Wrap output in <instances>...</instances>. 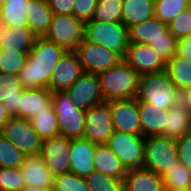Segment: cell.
<instances>
[{"mask_svg": "<svg viewBox=\"0 0 191 191\" xmlns=\"http://www.w3.org/2000/svg\"><path fill=\"white\" fill-rule=\"evenodd\" d=\"M66 50L44 37H37L27 55L24 67L18 77L24 89L48 88L50 77L57 62Z\"/></svg>", "mask_w": 191, "mask_h": 191, "instance_id": "cell-1", "label": "cell"}, {"mask_svg": "<svg viewBox=\"0 0 191 191\" xmlns=\"http://www.w3.org/2000/svg\"><path fill=\"white\" fill-rule=\"evenodd\" d=\"M137 102H147L161 109L169 110L180 101V92L165 70L143 74L139 77Z\"/></svg>", "mask_w": 191, "mask_h": 191, "instance_id": "cell-2", "label": "cell"}, {"mask_svg": "<svg viewBox=\"0 0 191 191\" xmlns=\"http://www.w3.org/2000/svg\"><path fill=\"white\" fill-rule=\"evenodd\" d=\"M98 77L104 101L135 98L140 75L124 60Z\"/></svg>", "mask_w": 191, "mask_h": 191, "instance_id": "cell-3", "label": "cell"}, {"mask_svg": "<svg viewBox=\"0 0 191 191\" xmlns=\"http://www.w3.org/2000/svg\"><path fill=\"white\" fill-rule=\"evenodd\" d=\"M52 107L57 115L59 135L71 140L83 138L86 110L77 107L66 91L52 92Z\"/></svg>", "mask_w": 191, "mask_h": 191, "instance_id": "cell-4", "label": "cell"}, {"mask_svg": "<svg viewBox=\"0 0 191 191\" xmlns=\"http://www.w3.org/2000/svg\"><path fill=\"white\" fill-rule=\"evenodd\" d=\"M84 39L118 53L123 59L129 46L128 28L122 22L85 23Z\"/></svg>", "mask_w": 191, "mask_h": 191, "instance_id": "cell-5", "label": "cell"}, {"mask_svg": "<svg viewBox=\"0 0 191 191\" xmlns=\"http://www.w3.org/2000/svg\"><path fill=\"white\" fill-rule=\"evenodd\" d=\"M177 141L163 136L145 137L143 167L163 177L179 163Z\"/></svg>", "mask_w": 191, "mask_h": 191, "instance_id": "cell-6", "label": "cell"}, {"mask_svg": "<svg viewBox=\"0 0 191 191\" xmlns=\"http://www.w3.org/2000/svg\"><path fill=\"white\" fill-rule=\"evenodd\" d=\"M85 23L73 15L53 14L44 38L66 51H76L84 39Z\"/></svg>", "mask_w": 191, "mask_h": 191, "instance_id": "cell-7", "label": "cell"}, {"mask_svg": "<svg viewBox=\"0 0 191 191\" xmlns=\"http://www.w3.org/2000/svg\"><path fill=\"white\" fill-rule=\"evenodd\" d=\"M107 146L121 160L127 170L143 167L145 137L142 134L115 131L110 136Z\"/></svg>", "mask_w": 191, "mask_h": 191, "instance_id": "cell-8", "label": "cell"}, {"mask_svg": "<svg viewBox=\"0 0 191 191\" xmlns=\"http://www.w3.org/2000/svg\"><path fill=\"white\" fill-rule=\"evenodd\" d=\"M80 64L85 73L99 75L124 60L118 53L83 39L77 47Z\"/></svg>", "mask_w": 191, "mask_h": 191, "instance_id": "cell-9", "label": "cell"}, {"mask_svg": "<svg viewBox=\"0 0 191 191\" xmlns=\"http://www.w3.org/2000/svg\"><path fill=\"white\" fill-rule=\"evenodd\" d=\"M0 132L25 155L41 153L43 139L34 130L29 119L12 116Z\"/></svg>", "mask_w": 191, "mask_h": 191, "instance_id": "cell-10", "label": "cell"}, {"mask_svg": "<svg viewBox=\"0 0 191 191\" xmlns=\"http://www.w3.org/2000/svg\"><path fill=\"white\" fill-rule=\"evenodd\" d=\"M114 132L112 114L107 101L86 110L84 139H88L96 145L107 144Z\"/></svg>", "mask_w": 191, "mask_h": 191, "instance_id": "cell-11", "label": "cell"}, {"mask_svg": "<svg viewBox=\"0 0 191 191\" xmlns=\"http://www.w3.org/2000/svg\"><path fill=\"white\" fill-rule=\"evenodd\" d=\"M71 139L56 136L43 140L41 156L54 176L70 173L69 153Z\"/></svg>", "mask_w": 191, "mask_h": 191, "instance_id": "cell-12", "label": "cell"}, {"mask_svg": "<svg viewBox=\"0 0 191 191\" xmlns=\"http://www.w3.org/2000/svg\"><path fill=\"white\" fill-rule=\"evenodd\" d=\"M74 104L87 110L104 102L98 75L83 73L67 90Z\"/></svg>", "mask_w": 191, "mask_h": 191, "instance_id": "cell-13", "label": "cell"}, {"mask_svg": "<svg viewBox=\"0 0 191 191\" xmlns=\"http://www.w3.org/2000/svg\"><path fill=\"white\" fill-rule=\"evenodd\" d=\"M107 102L110 106L115 131L142 134L138 102L135 98Z\"/></svg>", "mask_w": 191, "mask_h": 191, "instance_id": "cell-14", "label": "cell"}, {"mask_svg": "<svg viewBox=\"0 0 191 191\" xmlns=\"http://www.w3.org/2000/svg\"><path fill=\"white\" fill-rule=\"evenodd\" d=\"M124 61L140 76L166 70V63L147 44L129 43Z\"/></svg>", "mask_w": 191, "mask_h": 191, "instance_id": "cell-15", "label": "cell"}, {"mask_svg": "<svg viewBox=\"0 0 191 191\" xmlns=\"http://www.w3.org/2000/svg\"><path fill=\"white\" fill-rule=\"evenodd\" d=\"M83 73L76 51H66L52 71L50 91H66Z\"/></svg>", "mask_w": 191, "mask_h": 191, "instance_id": "cell-16", "label": "cell"}, {"mask_svg": "<svg viewBox=\"0 0 191 191\" xmlns=\"http://www.w3.org/2000/svg\"><path fill=\"white\" fill-rule=\"evenodd\" d=\"M19 169L26 186L52 189L55 176L45 164L41 154L25 155Z\"/></svg>", "mask_w": 191, "mask_h": 191, "instance_id": "cell-17", "label": "cell"}, {"mask_svg": "<svg viewBox=\"0 0 191 191\" xmlns=\"http://www.w3.org/2000/svg\"><path fill=\"white\" fill-rule=\"evenodd\" d=\"M96 144L88 139H72L69 153L70 172L82 178L94 171Z\"/></svg>", "mask_w": 191, "mask_h": 191, "instance_id": "cell-18", "label": "cell"}, {"mask_svg": "<svg viewBox=\"0 0 191 191\" xmlns=\"http://www.w3.org/2000/svg\"><path fill=\"white\" fill-rule=\"evenodd\" d=\"M37 36L29 27H0V51H14L28 54Z\"/></svg>", "mask_w": 191, "mask_h": 191, "instance_id": "cell-19", "label": "cell"}, {"mask_svg": "<svg viewBox=\"0 0 191 191\" xmlns=\"http://www.w3.org/2000/svg\"><path fill=\"white\" fill-rule=\"evenodd\" d=\"M129 43L149 45L158 39H176L168 30V25L153 17L148 21L132 25L128 28Z\"/></svg>", "mask_w": 191, "mask_h": 191, "instance_id": "cell-20", "label": "cell"}, {"mask_svg": "<svg viewBox=\"0 0 191 191\" xmlns=\"http://www.w3.org/2000/svg\"><path fill=\"white\" fill-rule=\"evenodd\" d=\"M51 108L52 92L48 88L24 89L18 105V118L30 119Z\"/></svg>", "mask_w": 191, "mask_h": 191, "instance_id": "cell-21", "label": "cell"}, {"mask_svg": "<svg viewBox=\"0 0 191 191\" xmlns=\"http://www.w3.org/2000/svg\"><path fill=\"white\" fill-rule=\"evenodd\" d=\"M124 191H165L163 177L152 170L142 168L128 169L123 178Z\"/></svg>", "mask_w": 191, "mask_h": 191, "instance_id": "cell-22", "label": "cell"}, {"mask_svg": "<svg viewBox=\"0 0 191 191\" xmlns=\"http://www.w3.org/2000/svg\"><path fill=\"white\" fill-rule=\"evenodd\" d=\"M139 119L142 128V135L163 136L164 125L166 123L167 109L154 106L147 102H138Z\"/></svg>", "mask_w": 191, "mask_h": 191, "instance_id": "cell-23", "label": "cell"}, {"mask_svg": "<svg viewBox=\"0 0 191 191\" xmlns=\"http://www.w3.org/2000/svg\"><path fill=\"white\" fill-rule=\"evenodd\" d=\"M188 132H191V114L179 101L168 110L164 137L178 140Z\"/></svg>", "mask_w": 191, "mask_h": 191, "instance_id": "cell-24", "label": "cell"}, {"mask_svg": "<svg viewBox=\"0 0 191 191\" xmlns=\"http://www.w3.org/2000/svg\"><path fill=\"white\" fill-rule=\"evenodd\" d=\"M93 161L94 170L107 176L123 179L127 173L121 160L110 150L107 144L96 145Z\"/></svg>", "mask_w": 191, "mask_h": 191, "instance_id": "cell-25", "label": "cell"}, {"mask_svg": "<svg viewBox=\"0 0 191 191\" xmlns=\"http://www.w3.org/2000/svg\"><path fill=\"white\" fill-rule=\"evenodd\" d=\"M28 27L37 37H44L52 21L53 12L46 0H28Z\"/></svg>", "mask_w": 191, "mask_h": 191, "instance_id": "cell-26", "label": "cell"}, {"mask_svg": "<svg viewBox=\"0 0 191 191\" xmlns=\"http://www.w3.org/2000/svg\"><path fill=\"white\" fill-rule=\"evenodd\" d=\"M24 88L18 75L0 72V102H3L11 116L18 117V105Z\"/></svg>", "mask_w": 191, "mask_h": 191, "instance_id": "cell-27", "label": "cell"}, {"mask_svg": "<svg viewBox=\"0 0 191 191\" xmlns=\"http://www.w3.org/2000/svg\"><path fill=\"white\" fill-rule=\"evenodd\" d=\"M154 2L155 0H123L122 23L129 28L155 17Z\"/></svg>", "mask_w": 191, "mask_h": 191, "instance_id": "cell-28", "label": "cell"}, {"mask_svg": "<svg viewBox=\"0 0 191 191\" xmlns=\"http://www.w3.org/2000/svg\"><path fill=\"white\" fill-rule=\"evenodd\" d=\"M165 71L179 92L191 87V62L175 54Z\"/></svg>", "mask_w": 191, "mask_h": 191, "instance_id": "cell-29", "label": "cell"}, {"mask_svg": "<svg viewBox=\"0 0 191 191\" xmlns=\"http://www.w3.org/2000/svg\"><path fill=\"white\" fill-rule=\"evenodd\" d=\"M27 2H10L0 4L1 26L28 27Z\"/></svg>", "mask_w": 191, "mask_h": 191, "instance_id": "cell-30", "label": "cell"}, {"mask_svg": "<svg viewBox=\"0 0 191 191\" xmlns=\"http://www.w3.org/2000/svg\"><path fill=\"white\" fill-rule=\"evenodd\" d=\"M29 120L43 140L59 135L57 115L53 107L47 112L34 114Z\"/></svg>", "mask_w": 191, "mask_h": 191, "instance_id": "cell-31", "label": "cell"}, {"mask_svg": "<svg viewBox=\"0 0 191 191\" xmlns=\"http://www.w3.org/2000/svg\"><path fill=\"white\" fill-rule=\"evenodd\" d=\"M165 190L191 191V170L180 162L163 176Z\"/></svg>", "mask_w": 191, "mask_h": 191, "instance_id": "cell-32", "label": "cell"}, {"mask_svg": "<svg viewBox=\"0 0 191 191\" xmlns=\"http://www.w3.org/2000/svg\"><path fill=\"white\" fill-rule=\"evenodd\" d=\"M191 0H155L154 16L169 25V23L185 9L189 8Z\"/></svg>", "mask_w": 191, "mask_h": 191, "instance_id": "cell-33", "label": "cell"}, {"mask_svg": "<svg viewBox=\"0 0 191 191\" xmlns=\"http://www.w3.org/2000/svg\"><path fill=\"white\" fill-rule=\"evenodd\" d=\"M123 0H98L92 20L102 23L122 22Z\"/></svg>", "mask_w": 191, "mask_h": 191, "instance_id": "cell-34", "label": "cell"}, {"mask_svg": "<svg viewBox=\"0 0 191 191\" xmlns=\"http://www.w3.org/2000/svg\"><path fill=\"white\" fill-rule=\"evenodd\" d=\"M25 154L0 132V167L19 168Z\"/></svg>", "mask_w": 191, "mask_h": 191, "instance_id": "cell-35", "label": "cell"}, {"mask_svg": "<svg viewBox=\"0 0 191 191\" xmlns=\"http://www.w3.org/2000/svg\"><path fill=\"white\" fill-rule=\"evenodd\" d=\"M84 179L90 191H124L123 179L110 177L95 170Z\"/></svg>", "mask_w": 191, "mask_h": 191, "instance_id": "cell-36", "label": "cell"}, {"mask_svg": "<svg viewBox=\"0 0 191 191\" xmlns=\"http://www.w3.org/2000/svg\"><path fill=\"white\" fill-rule=\"evenodd\" d=\"M27 55L21 52L0 51V72L18 75L24 67Z\"/></svg>", "mask_w": 191, "mask_h": 191, "instance_id": "cell-37", "label": "cell"}, {"mask_svg": "<svg viewBox=\"0 0 191 191\" xmlns=\"http://www.w3.org/2000/svg\"><path fill=\"white\" fill-rule=\"evenodd\" d=\"M51 191H90L84 178L67 173L54 177Z\"/></svg>", "mask_w": 191, "mask_h": 191, "instance_id": "cell-38", "label": "cell"}, {"mask_svg": "<svg viewBox=\"0 0 191 191\" xmlns=\"http://www.w3.org/2000/svg\"><path fill=\"white\" fill-rule=\"evenodd\" d=\"M25 186L19 168L0 167V191H20Z\"/></svg>", "mask_w": 191, "mask_h": 191, "instance_id": "cell-39", "label": "cell"}, {"mask_svg": "<svg viewBox=\"0 0 191 191\" xmlns=\"http://www.w3.org/2000/svg\"><path fill=\"white\" fill-rule=\"evenodd\" d=\"M168 30L178 40L191 34V7L178 14L168 25Z\"/></svg>", "mask_w": 191, "mask_h": 191, "instance_id": "cell-40", "label": "cell"}, {"mask_svg": "<svg viewBox=\"0 0 191 191\" xmlns=\"http://www.w3.org/2000/svg\"><path fill=\"white\" fill-rule=\"evenodd\" d=\"M166 64L176 54L177 39H158L149 44Z\"/></svg>", "mask_w": 191, "mask_h": 191, "instance_id": "cell-41", "label": "cell"}, {"mask_svg": "<svg viewBox=\"0 0 191 191\" xmlns=\"http://www.w3.org/2000/svg\"><path fill=\"white\" fill-rule=\"evenodd\" d=\"M98 0H74L73 16L84 23L93 19Z\"/></svg>", "mask_w": 191, "mask_h": 191, "instance_id": "cell-42", "label": "cell"}, {"mask_svg": "<svg viewBox=\"0 0 191 191\" xmlns=\"http://www.w3.org/2000/svg\"><path fill=\"white\" fill-rule=\"evenodd\" d=\"M177 141L179 162L191 170V132L186 133Z\"/></svg>", "mask_w": 191, "mask_h": 191, "instance_id": "cell-43", "label": "cell"}, {"mask_svg": "<svg viewBox=\"0 0 191 191\" xmlns=\"http://www.w3.org/2000/svg\"><path fill=\"white\" fill-rule=\"evenodd\" d=\"M53 14L73 15L74 0H46Z\"/></svg>", "mask_w": 191, "mask_h": 191, "instance_id": "cell-44", "label": "cell"}, {"mask_svg": "<svg viewBox=\"0 0 191 191\" xmlns=\"http://www.w3.org/2000/svg\"><path fill=\"white\" fill-rule=\"evenodd\" d=\"M176 54L191 62V34L177 40Z\"/></svg>", "mask_w": 191, "mask_h": 191, "instance_id": "cell-45", "label": "cell"}, {"mask_svg": "<svg viewBox=\"0 0 191 191\" xmlns=\"http://www.w3.org/2000/svg\"><path fill=\"white\" fill-rule=\"evenodd\" d=\"M180 102L191 114V87L180 92Z\"/></svg>", "mask_w": 191, "mask_h": 191, "instance_id": "cell-46", "label": "cell"}, {"mask_svg": "<svg viewBox=\"0 0 191 191\" xmlns=\"http://www.w3.org/2000/svg\"><path fill=\"white\" fill-rule=\"evenodd\" d=\"M12 116L7 111L6 106L3 102H0V131L2 130L5 123L11 118Z\"/></svg>", "mask_w": 191, "mask_h": 191, "instance_id": "cell-47", "label": "cell"}, {"mask_svg": "<svg viewBox=\"0 0 191 191\" xmlns=\"http://www.w3.org/2000/svg\"><path fill=\"white\" fill-rule=\"evenodd\" d=\"M20 191H51V189H43V188L25 186Z\"/></svg>", "mask_w": 191, "mask_h": 191, "instance_id": "cell-48", "label": "cell"}, {"mask_svg": "<svg viewBox=\"0 0 191 191\" xmlns=\"http://www.w3.org/2000/svg\"><path fill=\"white\" fill-rule=\"evenodd\" d=\"M28 0H0V4L10 3V2H27Z\"/></svg>", "mask_w": 191, "mask_h": 191, "instance_id": "cell-49", "label": "cell"}]
</instances>
